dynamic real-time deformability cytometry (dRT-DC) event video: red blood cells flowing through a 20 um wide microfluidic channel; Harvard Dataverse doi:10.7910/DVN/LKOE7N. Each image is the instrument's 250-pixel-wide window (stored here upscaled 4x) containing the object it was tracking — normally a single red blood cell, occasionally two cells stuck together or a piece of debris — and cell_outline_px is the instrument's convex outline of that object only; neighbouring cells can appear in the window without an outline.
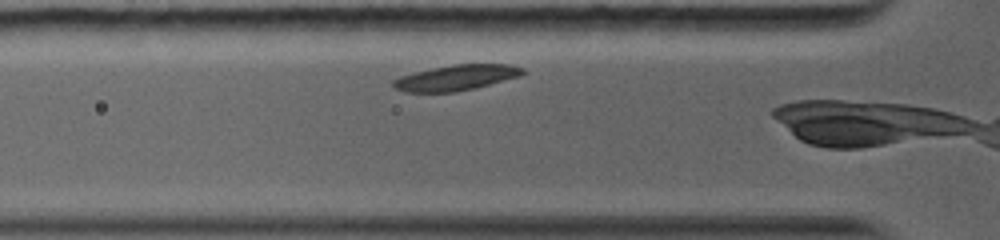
{"species": "common noctule bat (a hibernating species)", "species_latin": "Nyctalus noctula", "temperature_condition": "warm", "stored_images_in_passage": 4, "camera_frame_rate_fps": 5000, "um_per_image_px": 0.085, "animal": {"sex": "female", "body_mass_g": 19.0, "forearm_length_mm": 56.7}, "frame": {"image": 1, "passage_image": 2, "time_ms": 0.8, "image_size_px": [1000, 240], "cell_outline_px": [[528, 72], [520, 76], [476, 88], [456, 92], [404, 92], [396, 88], [392, 84], [392, 80], [400, 76], [432, 68], [452, 64], [508, 64], [524, 68]], "centroid_in_image_um": [38.81, 6.6], "position_along_channel_um": 87.0, "area_um2": 19.36}}